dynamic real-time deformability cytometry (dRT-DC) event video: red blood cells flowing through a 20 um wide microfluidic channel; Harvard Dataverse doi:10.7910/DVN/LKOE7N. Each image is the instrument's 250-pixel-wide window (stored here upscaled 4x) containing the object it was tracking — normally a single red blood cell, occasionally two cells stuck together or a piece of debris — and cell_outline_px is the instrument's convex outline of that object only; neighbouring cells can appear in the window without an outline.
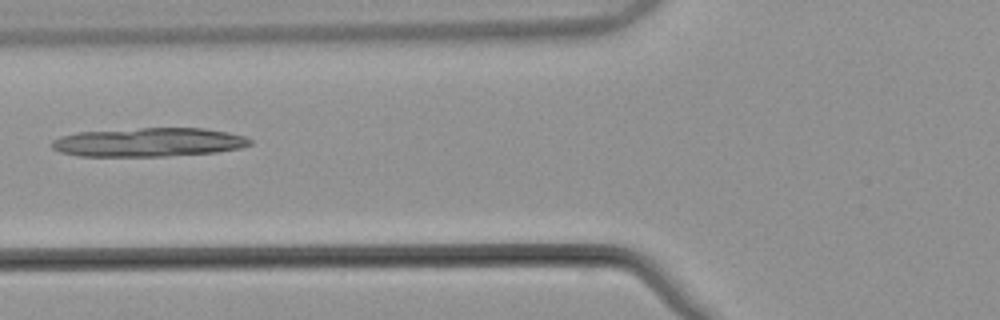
{"species": "common noctule bat (a hibernating species)", "species_latin": "Nyctalus noctula", "temperature_condition": "warm", "stored_images_in_passage": 47, "camera_frame_rate_fps": 3000, "um_per_image_px": 0.085, "animal": {"sex": "male", "body_mass_g": 21.5, "forearm_length_mm": 52.0}, "frame": {"image": 1, "passage_image": 18, "time_ms": 5.667, "image_size_px": [1000, 320], "cell_outline_px": [[252, 144], [240, 148], [216, 152], [168, 156], [76, 156], [60, 152], [52, 148], [48, 144], [52, 140], [60, 136], [76, 132], [140, 128], [204, 128], [228, 132], [244, 136], [252, 140]], "centroid_in_image_um": [12.6, 12.09], "position_along_channel_um": 113.2, "area_um2": 33.58}}
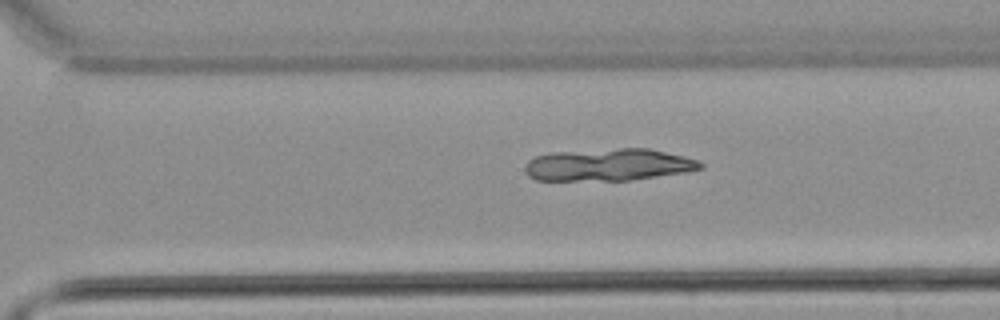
{"frame": {"image": 2, "passage_image": 34, "time_ms": 11.0, "image_size_px": [1000, 320], "cell_outline_px": [[704, 168], [688, 172], [628, 180], [536, 180], [528, 176], [524, 172], [524, 164], [528, 160], [536, 156], [548, 152], [620, 148], [648, 148], [684, 156], [700, 160], [704, 164]], "centroid_in_image_um": [51.71, 14.0], "position_along_channel_um": 318.9, "area_um2": 33.29}}
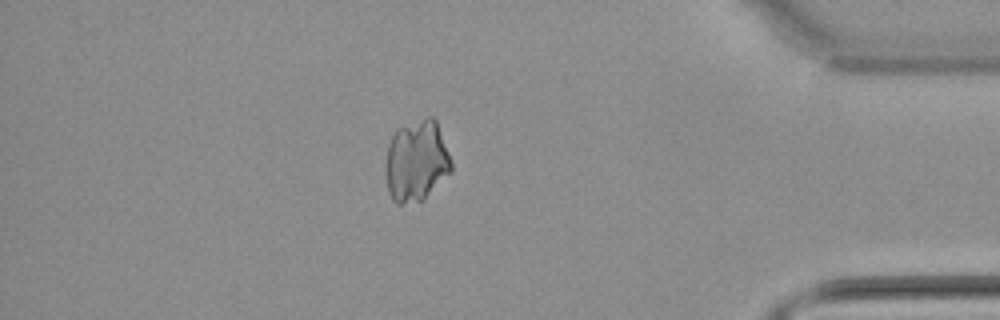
{"frame": {"image": 3, "passage_image": 43, "time_ms": 14.0, "image_size_px": [1000, 320], "cell_outline_px": [[452, 172], [424, 200], [400, 204], [396, 204], [392, 200], [388, 192], [384, 172], [384, 164], [388, 144], [392, 136], [400, 128], [428, 116], [432, 116], [436, 120], [452, 164]], "centroid_in_image_um": [35.38, 13.73], "position_along_channel_um": 399.8, "area_um2": 31.33}}